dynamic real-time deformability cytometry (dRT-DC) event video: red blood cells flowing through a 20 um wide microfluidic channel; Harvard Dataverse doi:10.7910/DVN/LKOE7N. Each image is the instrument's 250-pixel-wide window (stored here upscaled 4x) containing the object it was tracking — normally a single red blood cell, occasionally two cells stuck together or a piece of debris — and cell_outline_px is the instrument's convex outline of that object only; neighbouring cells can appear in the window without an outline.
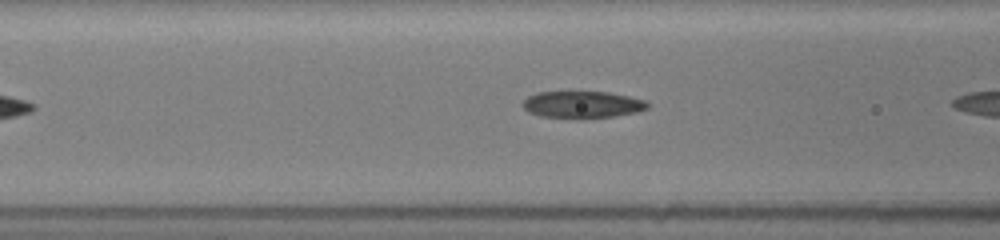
{"species": "common noctule bat (a hibernating species)", "species_latin": "Nyctalus noctula", "temperature_condition": "room temperature", "stored_images_in_passage": 11, "camera_frame_rate_fps": 3000, "um_per_image_px": 0.085, "animal": {"sex": "female", "body_mass_g": 19.5, "forearm_length_mm": 54.1}, "frame": {"image": 1, "passage_image": 6, "time_ms": 1.0, "image_size_px": [1000, 240], "cell_outline_px": [[648, 108], [636, 112], [616, 116], [584, 120], [580, 120], [540, 116], [528, 112], [520, 104], [528, 96], [536, 92], [608, 92], [628, 96], [644, 100], [648, 104]], "centroid_in_image_um": [49.46, 8.92], "position_along_channel_um": 117.1, "area_um2": 20.06}}